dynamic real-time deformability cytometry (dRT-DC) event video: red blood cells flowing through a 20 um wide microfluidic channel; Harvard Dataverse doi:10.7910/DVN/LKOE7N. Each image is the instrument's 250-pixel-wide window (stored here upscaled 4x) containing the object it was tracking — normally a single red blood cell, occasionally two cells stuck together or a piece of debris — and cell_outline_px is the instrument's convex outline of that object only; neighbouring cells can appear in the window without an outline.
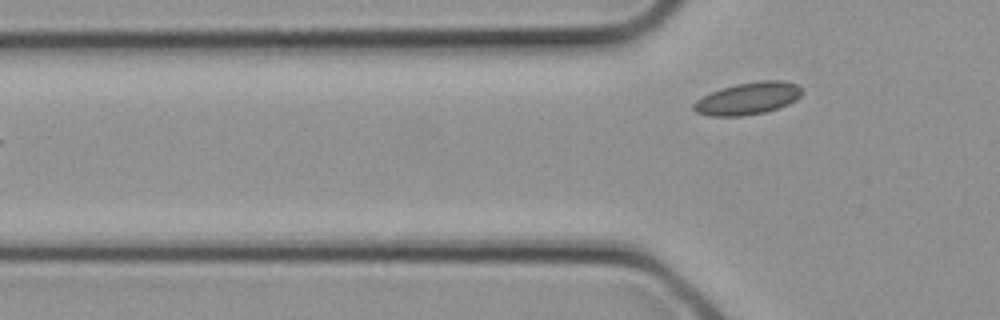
{"species": "common noctule bat (a hibernating species)", "species_latin": "Nyctalus noctula", "temperature_condition": "cold", "stored_images_in_passage": 4, "camera_frame_rate_fps": 3000, "um_per_image_px": 0.085, "animal": {"sex": "female", "body_mass_g": 21.9}, "frame": {"image": 1, "passage_image": 4, "time_ms": 1.0, "image_size_px": [1000, 320], "cell_outline_px": [[804, 92], [796, 100], [788, 104], [764, 112], [744, 116], [708, 116], [696, 112], [692, 108], [692, 104], [696, 100], [712, 92], [736, 84], [760, 80], [780, 80], [796, 84], [804, 88]], "centroid_in_image_um": [63.6, 8.37], "position_along_channel_um": 62.2, "area_um2": 20.35}}